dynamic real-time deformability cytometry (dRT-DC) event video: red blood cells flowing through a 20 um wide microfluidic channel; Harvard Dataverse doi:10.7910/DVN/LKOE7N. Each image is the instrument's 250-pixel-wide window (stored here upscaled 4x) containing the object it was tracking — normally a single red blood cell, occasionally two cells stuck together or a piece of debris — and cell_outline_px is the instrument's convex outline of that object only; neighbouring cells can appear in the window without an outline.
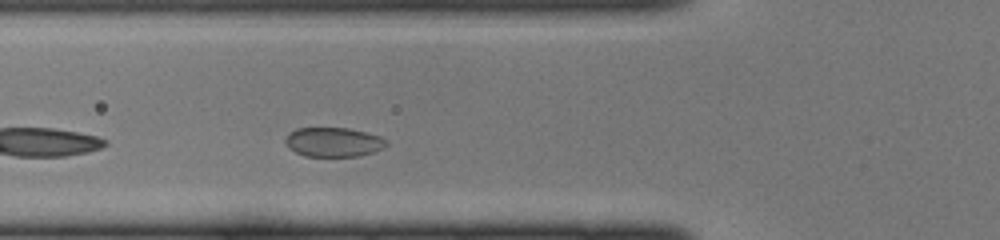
{"species": "common noctule bat (a hibernating species)", "species_latin": "Nyctalus noctula", "temperature_condition": "cold", "stored_images_in_passage": 26, "camera_frame_rate_fps": 3000, "um_per_image_px": 0.085, "animal": {"sex": "female", "body_mass_g": 22.0, "forearm_length_mm": 56.7}, "frame": {"image": 1, "passage_image": 4, "time_ms": 1.0, "image_size_px": [1000, 240], "cell_outline_px": [[388, 144], [384, 148], [360, 156], [304, 156], [288, 148], [284, 140], [288, 132], [296, 128], [348, 128], [380, 136], [388, 140]], "centroid_in_image_um": [28.33, 12.07], "position_along_channel_um": 97.5, "area_um2": 17.4}}
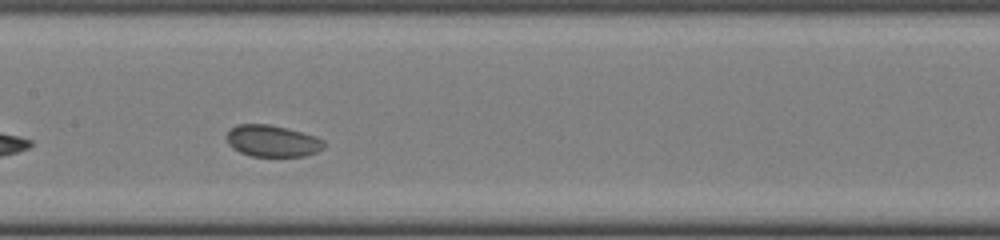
{"frame": {"image": 2, "passage_image": 10, "time_ms": 3.0, "image_size_px": [1000, 240], "cell_outline_px": [[324, 148], [316, 152], [304, 156], [252, 156], [240, 152], [232, 148], [228, 144], [228, 132], [236, 124], [268, 124], [288, 128], [316, 136], [324, 140]], "centroid_in_image_um": [23.17, 11.98], "position_along_channel_um": 184.2, "area_um2": 17.92}}
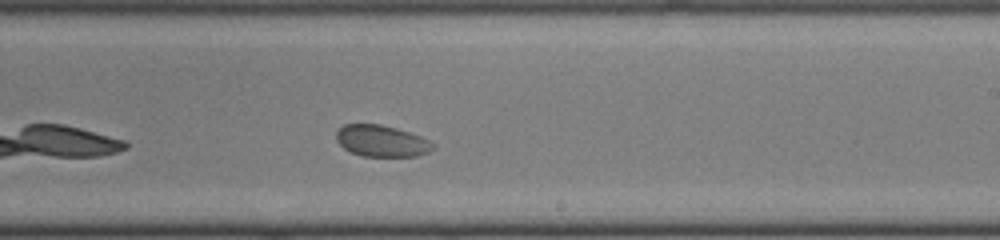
{"frame": {"image": 3, "passage_image": 15, "time_ms": 4.667, "image_size_px": [1000, 240], "cell_outline_px": [[436, 148], [428, 152], [416, 156], [360, 156], [344, 148], [336, 140], [336, 132], [344, 124], [380, 124], [396, 128], [420, 136], [436, 144]], "centroid_in_image_um": [32.45, 11.98], "position_along_channel_um": 256.6, "area_um2": 17.74}}